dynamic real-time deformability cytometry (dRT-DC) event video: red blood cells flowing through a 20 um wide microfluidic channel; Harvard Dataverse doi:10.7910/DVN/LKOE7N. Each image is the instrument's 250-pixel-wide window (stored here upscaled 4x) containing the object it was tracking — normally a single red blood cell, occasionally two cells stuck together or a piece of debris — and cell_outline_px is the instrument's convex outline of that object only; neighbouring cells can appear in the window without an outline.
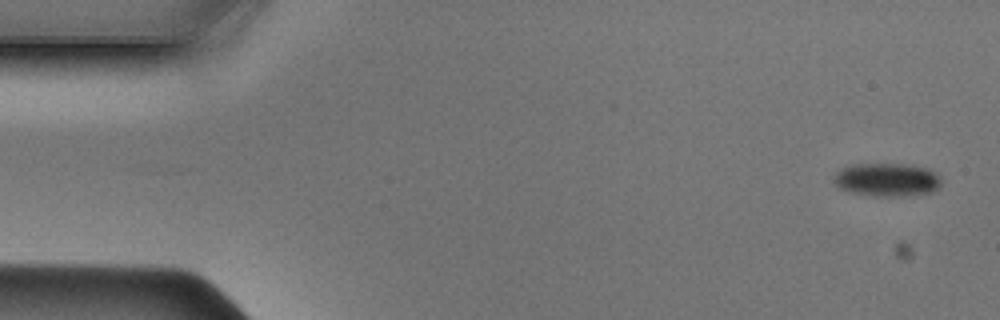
{"species": "Egyptian fruit bat (a non-hibernating species)", "species_latin": "Rousettus aegyptiacus", "temperature_condition": "cold", "stored_images_in_passage": 47, "camera_frame_rate_fps": 3000, "um_per_image_px": 0.085, "animal": {"sex": "male"}, "frame": {"image": 1, "passage_image": 1, "time_ms": 0.0, "image_size_px": [1000, 320], "cell_outline_px": [[940, 184], [932, 192], [904, 196], [872, 196], [848, 192], [840, 188], [836, 184], [832, 176], [840, 168], [852, 164], [900, 164], [928, 168], [936, 172], [940, 180]], "centroid_in_image_um": [75.34, 15.28], "position_along_channel_um": 9.7, "area_um2": 20.92}}
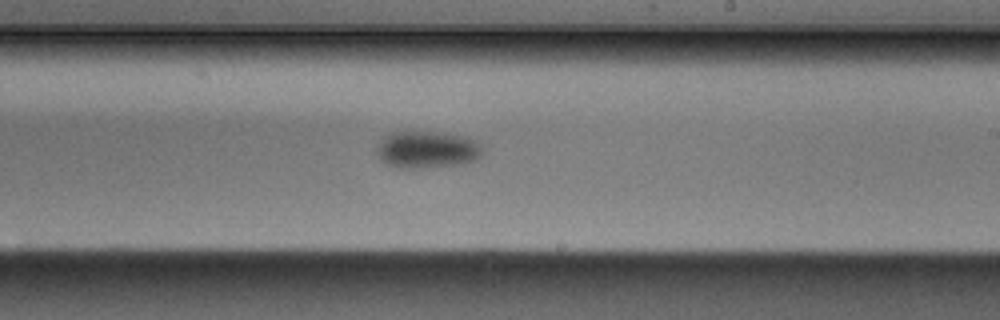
{"frame": {"image": 2, "passage_image": 27, "time_ms": 8.667, "image_size_px": [1000, 320], "cell_outline_px": [[484, 152], [476, 160], [464, 164], [416, 168], [396, 168], [384, 164], [380, 160], [376, 152], [376, 148], [384, 136], [392, 132], [440, 132], [464, 136], [480, 144]], "centroid_in_image_um": [36.28, 12.73], "position_along_channel_um": 252.7, "area_um2": 23.06}}
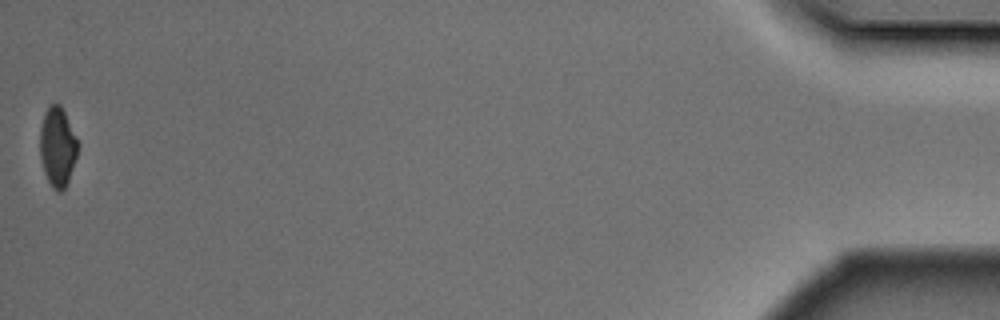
{"frame": {"image": 3, "passage_image": 47, "time_ms": 15.333, "image_size_px": [1000, 320], "cell_outline_px": [[76, 156], [68, 180], [64, 188], [60, 192], [56, 192], [52, 188], [44, 172], [40, 160], [40, 128], [44, 112], [48, 104], [60, 104], [76, 136]], "centroid_in_image_um": [4.85, 12.47], "position_along_channel_um": 430.4, "area_um2": 17.28}}